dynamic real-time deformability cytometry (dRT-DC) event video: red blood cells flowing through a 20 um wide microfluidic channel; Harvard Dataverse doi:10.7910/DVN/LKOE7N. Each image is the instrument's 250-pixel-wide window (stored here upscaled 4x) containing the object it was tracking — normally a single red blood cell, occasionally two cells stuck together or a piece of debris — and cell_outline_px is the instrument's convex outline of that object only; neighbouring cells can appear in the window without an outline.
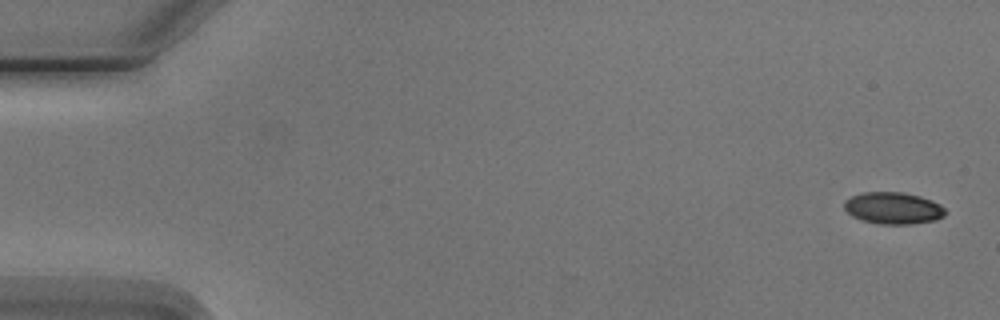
{"species": "Egyptian fruit bat (a non-hibernating species)", "species_latin": "Rousettus aegyptiacus", "temperature_condition": "cold", "stored_images_in_passage": 5, "camera_frame_rate_fps": 3000, "um_per_image_px": 0.085, "animal": {"sex": "male"}, "frame": {"image": 1, "passage_image": 1, "time_ms": 0.0, "image_size_px": [1000, 320], "cell_outline_px": [[948, 212], [944, 216], [936, 220], [908, 224], [880, 224], [864, 220], [852, 216], [844, 208], [844, 200], [852, 196], [864, 192], [904, 192], [920, 196], [932, 200], [940, 204]], "centroid_in_image_um": [75.95, 17.68], "position_along_channel_um": 9.1, "area_um2": 18.79}}